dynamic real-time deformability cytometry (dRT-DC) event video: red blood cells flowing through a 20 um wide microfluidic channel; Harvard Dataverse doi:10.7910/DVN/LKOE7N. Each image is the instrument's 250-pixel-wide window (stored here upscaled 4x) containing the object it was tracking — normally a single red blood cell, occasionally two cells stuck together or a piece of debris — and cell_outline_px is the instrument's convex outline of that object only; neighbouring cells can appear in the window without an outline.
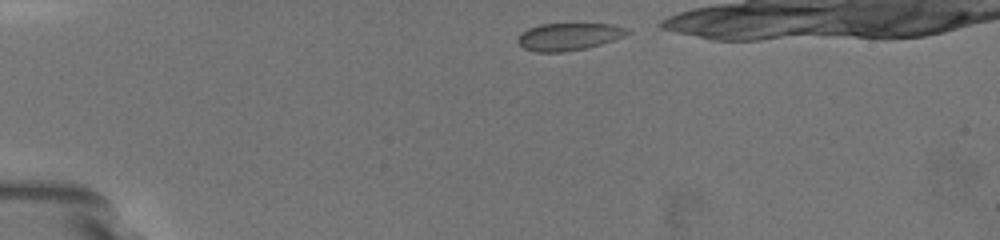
{"species": "common noctule bat (a hibernating species)", "species_latin": "Nyctalus noctula", "temperature_condition": "warm", "stored_images_in_passage": 25, "camera_frame_rate_fps": 3000, "um_per_image_px": 0.085, "animal": {"sex": "female", "body_mass_g": 19.5, "forearm_length_mm": 54.1}, "frame": {"image": 1, "passage_image": 1, "time_ms": 0.0, "image_size_px": [1000, 240], "cell_outline_px": [[632, 32], [612, 40], [600, 44], [584, 48], [564, 52], [536, 52], [524, 48], [516, 40], [520, 32], [528, 28], [540, 24], [616, 24], [632, 28]], "centroid_in_image_um": [48.36, 3.1], "position_along_channel_um": 36.6, "area_um2": 17.57}}
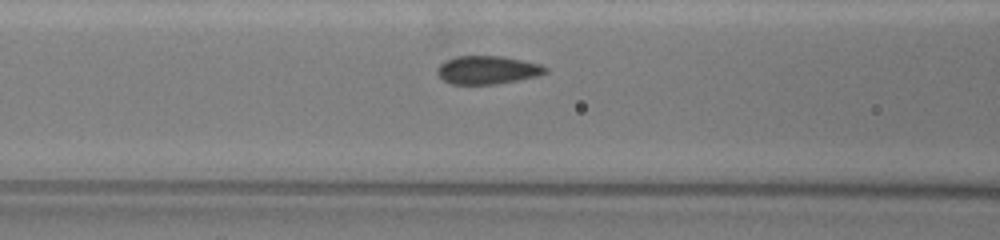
{"frame": {"image": 2, "passage_image": 10, "time_ms": 4.0, "image_size_px": [1000, 240], "cell_outline_px": [[548, 72], [536, 76], [516, 80], [492, 84], [452, 84], [444, 80], [436, 72], [436, 68], [444, 60], [456, 56], [504, 56], [540, 64], [548, 68]], "centroid_in_image_um": [41.41, 5.93], "position_along_channel_um": 125.2, "area_um2": 17.74}}
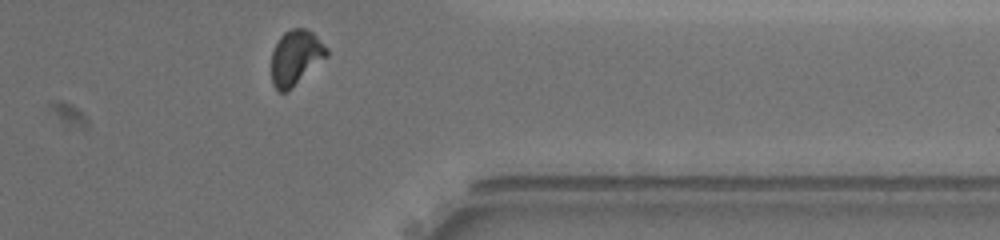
{"frame": {"image": 3, "passage_image": 25, "time_ms": 11.333, "image_size_px": [1000, 240], "cell_outline_px": [[328, 56], [284, 92], [280, 92], [272, 84], [272, 52], [280, 36], [284, 32], [292, 28], [304, 28], [312, 32], [328, 48]], "centroid_in_image_um": [25.13, 4.84], "position_along_channel_um": 386.3, "area_um2": 17.22}, "authors_computed_cell_mechanics": {"area_um2": 17.7446, "velocity_mm_per_s": 3.6626, "shape_relaxation_time_tau1_ms": 4.3535, "shape_relaxation_time_tau2_ms": null, "deformation_change_tau1": 0.0939, "deformation_change_tau2": null}}